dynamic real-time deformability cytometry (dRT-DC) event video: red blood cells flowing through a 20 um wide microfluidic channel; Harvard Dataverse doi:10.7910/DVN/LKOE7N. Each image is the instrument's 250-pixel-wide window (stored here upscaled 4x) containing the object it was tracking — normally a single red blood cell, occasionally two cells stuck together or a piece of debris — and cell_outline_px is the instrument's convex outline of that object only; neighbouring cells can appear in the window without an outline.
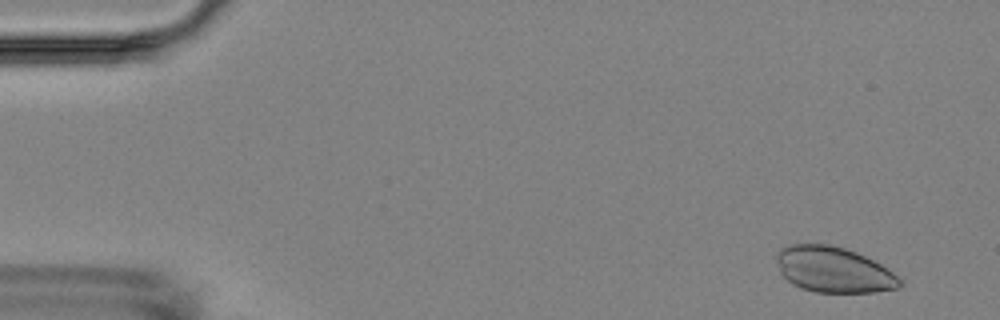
{"species": "Egyptian fruit bat (a non-hibernating species)", "species_latin": "Rousettus aegyptiacus", "temperature_condition": "room temperature", "stored_images_in_passage": 5, "camera_frame_rate_fps": 3000, "um_per_image_px": 0.085, "animal": {"sex": "female"}, "frame": {"image": 1, "passage_image": 1, "time_ms": 0.0, "image_size_px": [1000, 320], "cell_outline_px": [[904, 280], [900, 288], [876, 292], [816, 292], [800, 288], [792, 284], [780, 272], [776, 260], [776, 252], [780, 248], [788, 244], [832, 244], [856, 252], [888, 268]], "centroid_in_image_um": [70.87, 22.92], "position_along_channel_um": 14.1, "area_um2": 33.12}}